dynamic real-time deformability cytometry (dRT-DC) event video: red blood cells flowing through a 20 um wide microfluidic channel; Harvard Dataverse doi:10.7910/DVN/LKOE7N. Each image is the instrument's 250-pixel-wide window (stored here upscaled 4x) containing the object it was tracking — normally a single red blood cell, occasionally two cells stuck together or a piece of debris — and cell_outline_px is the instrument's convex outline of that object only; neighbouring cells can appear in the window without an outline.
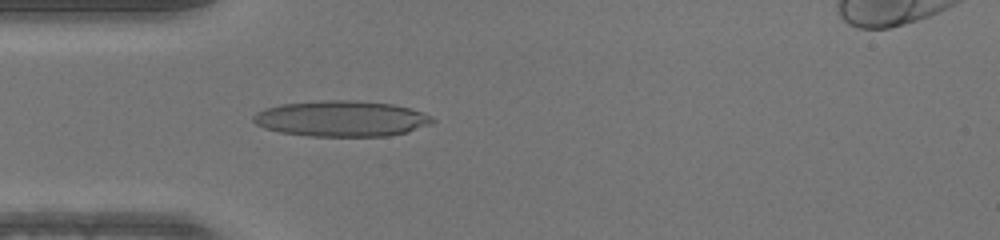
{"species": "human", "species_latin": "Homo sapiens", "temperature_condition": "warm", "stored_images_in_passage": 36, "camera_frame_rate_fps": 3000, "um_per_image_px": 0.085, "donor": {"sex": "male"}, "frame": {"image": 1, "passage_image": 1, "time_ms": 0.0, "image_size_px": [1000, 240], "cell_outline_px": [[436, 120], [432, 124], [408, 132], [388, 136], [308, 136], [280, 132], [264, 128], [256, 124], [252, 120], [252, 116], [256, 112], [264, 108], [280, 104], [320, 100], [356, 100], [392, 104], [412, 108], [424, 112], [432, 116]], "centroid_in_image_um": [29.04, 10.08], "position_along_channel_um": 56.0, "area_um2": 37.86}}
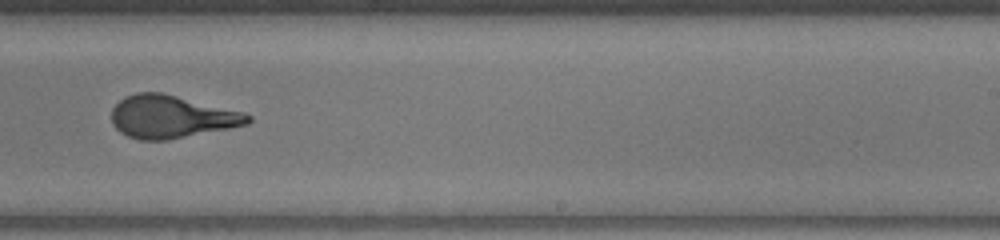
{"frame": {"image": 2, "passage_image": 17, "time_ms": 5.333, "image_size_px": [1000, 240], "cell_outline_px": [[252, 120], [248, 124], [168, 140], [140, 140], [128, 136], [120, 132], [112, 124], [112, 108], [124, 96], [136, 92], [160, 92], [244, 112], [252, 116]], "centroid_in_image_um": [14.55, 9.92], "position_along_channel_um": 274.5, "area_um2": 33.81}}
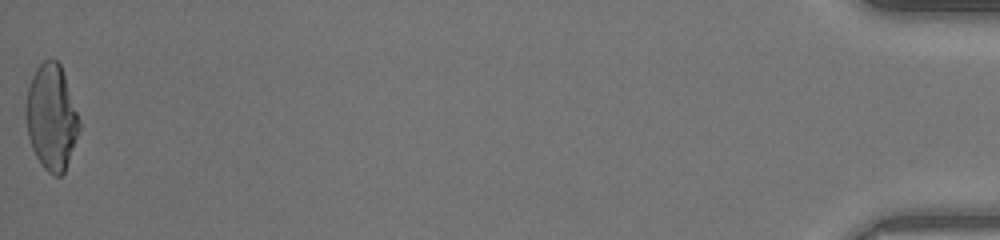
{"frame": {"image": 3, "passage_image": 36, "time_ms": 11.667, "image_size_px": [1000, 240], "cell_outline_px": [[80, 128], [64, 172], [60, 176], [52, 176], [40, 164], [32, 148], [28, 136], [24, 112], [24, 108], [28, 88], [32, 76], [36, 68], [44, 60], [56, 60], [60, 64], [80, 124]], "centroid_in_image_um": [4.33, 9.99], "position_along_channel_um": 430.9, "area_um2": 32.43}}